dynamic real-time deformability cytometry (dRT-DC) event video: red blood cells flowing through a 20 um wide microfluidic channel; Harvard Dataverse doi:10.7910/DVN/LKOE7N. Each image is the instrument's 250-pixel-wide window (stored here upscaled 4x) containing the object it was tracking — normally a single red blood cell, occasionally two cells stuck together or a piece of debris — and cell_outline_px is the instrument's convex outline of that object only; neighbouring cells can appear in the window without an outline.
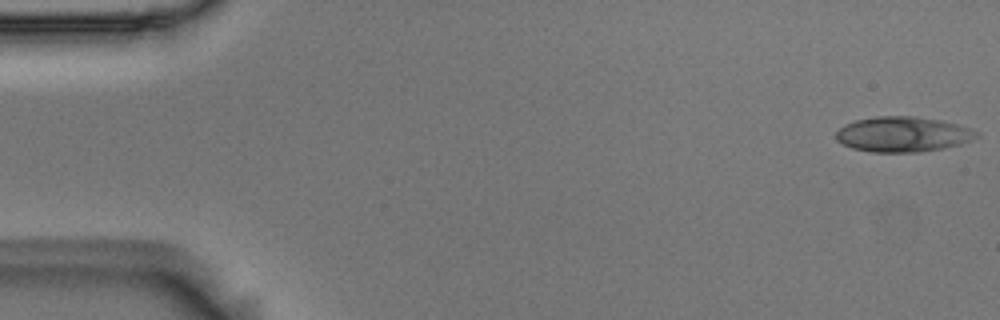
{"species": "Egyptian fruit bat (a non-hibernating species)", "species_latin": "Rousettus aegyptiacus", "temperature_condition": "room temperature", "stored_images_in_passage": 4, "camera_frame_rate_fps": 3000, "um_per_image_px": 0.085, "animal": {"sex": "male"}, "frame": {"image": 1, "passage_image": 1, "time_ms": 0.0, "image_size_px": [1000, 320], "cell_outline_px": [[980, 136], [960, 144], [944, 148], [916, 152], [872, 152], [852, 148], [836, 140], [836, 132], [844, 124], [856, 120], [876, 116], [916, 116], [940, 120], [956, 124], [980, 132]], "centroid_in_image_um": [76.74, 11.41], "position_along_channel_um": 8.3, "area_um2": 28.78}}